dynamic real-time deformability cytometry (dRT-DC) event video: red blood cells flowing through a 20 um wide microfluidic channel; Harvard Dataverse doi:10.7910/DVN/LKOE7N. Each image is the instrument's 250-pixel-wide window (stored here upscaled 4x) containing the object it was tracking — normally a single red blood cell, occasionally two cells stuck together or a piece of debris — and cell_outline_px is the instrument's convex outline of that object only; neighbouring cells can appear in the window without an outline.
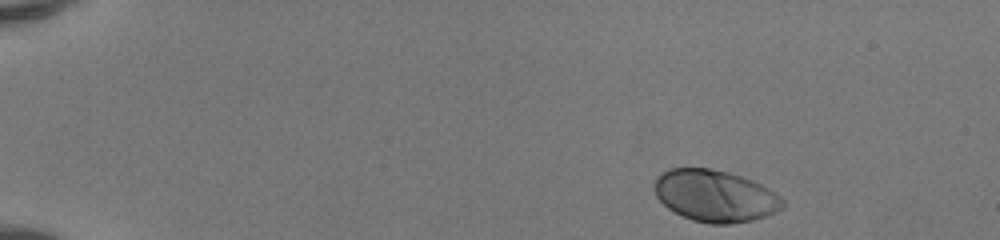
{"species": "human", "species_latin": "Homo sapiens", "temperature_condition": "room temperature", "stored_images_in_passage": 44, "camera_frame_rate_fps": 3000, "um_per_image_px": 0.085, "donor": {"sex": "female"}, "frame": {"image": 1, "passage_image": 1, "time_ms": 0.0, "image_size_px": [1000, 240], "cell_outline_px": [[784, 208], [776, 212], [752, 220], [732, 224], [712, 224], [692, 220], [668, 208], [656, 196], [652, 188], [656, 176], [668, 168], [712, 168], [728, 172], [752, 180], [776, 192], [784, 200]], "centroid_in_image_um": [60.77, 16.64], "position_along_channel_um": 24.2, "area_um2": 38.96}}
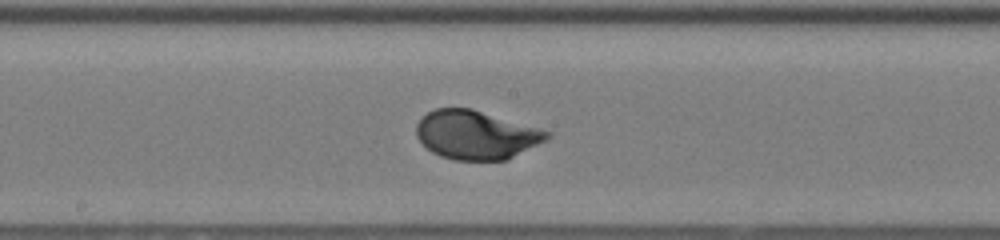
{"frame": {"image": 2, "passage_image": 23, "time_ms": 7.333, "image_size_px": [1000, 240], "cell_outline_px": [[552, 136], [548, 140], [508, 160], [452, 160], [440, 156], [432, 152], [416, 136], [416, 124], [428, 112], [436, 108], [472, 108], [552, 132]], "centroid_in_image_um": [40.51, 11.47], "position_along_channel_um": 207.7, "area_um2": 37.28}}
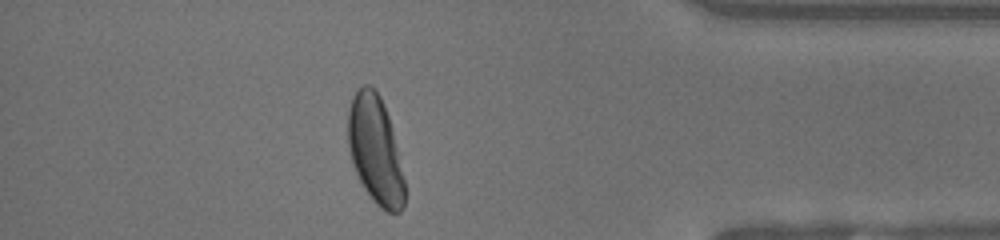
{"frame": {"image": 3, "passage_image": 39, "time_ms": 12.667, "image_size_px": [1000, 240], "cell_outline_px": [[404, 204], [400, 212], [388, 212], [380, 208], [372, 200], [364, 188], [356, 172], [348, 148], [348, 108], [352, 96], [356, 88], [364, 84], [368, 84], [376, 88], [384, 104], [392, 128], [404, 180]], "centroid_in_image_um": [31.88, 12.7], "position_along_channel_um": 403.3, "area_um2": 35.6}, "authors_computed_cell_mechanics": {"area_um2": 37.1365, "velocity_mm_per_s": 4.1289, "shape_relaxation_time_tau1_ms": 2.4804, "shape_relaxation_time_tau2_ms": null, "deformation_change_tau1": 0.1721, "deformation_change_tau2": null}}